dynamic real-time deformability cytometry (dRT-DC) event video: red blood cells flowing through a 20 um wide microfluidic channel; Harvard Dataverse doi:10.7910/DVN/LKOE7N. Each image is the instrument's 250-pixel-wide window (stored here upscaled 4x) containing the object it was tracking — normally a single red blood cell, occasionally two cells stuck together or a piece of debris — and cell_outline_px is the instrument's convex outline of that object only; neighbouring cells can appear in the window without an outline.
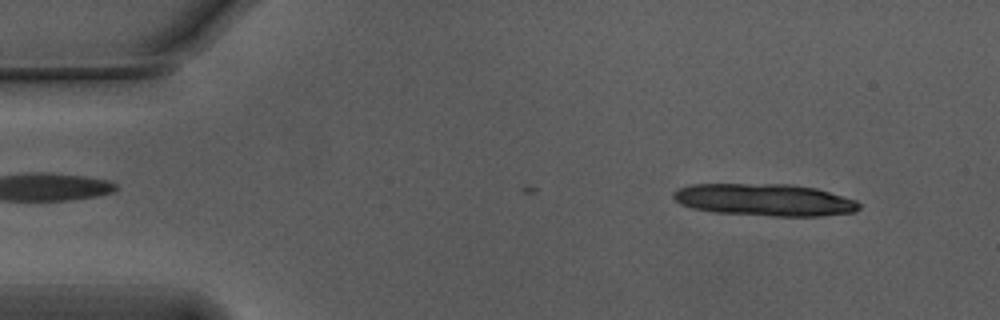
{"species": "Egyptian fruit bat (a non-hibernating species)", "species_latin": "Rousettus aegyptiacus", "temperature_condition": "warm", "stored_images_in_passage": 8, "camera_frame_rate_fps": 3000, "um_per_image_px": 0.085, "animal": {"sex": "male"}, "frame": {"image": 1, "passage_image": 1, "time_ms": 0.0, "image_size_px": [1000, 320], "cell_outline_px": [[860, 208], [856, 212], [820, 216], [776, 216], [712, 212], [692, 208], [680, 204], [672, 196], [672, 192], [680, 188], [692, 184], [788, 184], [816, 188], [856, 200], [860, 204]], "centroid_in_image_um": [64.99, 16.99], "position_along_channel_um": 20.0, "area_um2": 34.85}}